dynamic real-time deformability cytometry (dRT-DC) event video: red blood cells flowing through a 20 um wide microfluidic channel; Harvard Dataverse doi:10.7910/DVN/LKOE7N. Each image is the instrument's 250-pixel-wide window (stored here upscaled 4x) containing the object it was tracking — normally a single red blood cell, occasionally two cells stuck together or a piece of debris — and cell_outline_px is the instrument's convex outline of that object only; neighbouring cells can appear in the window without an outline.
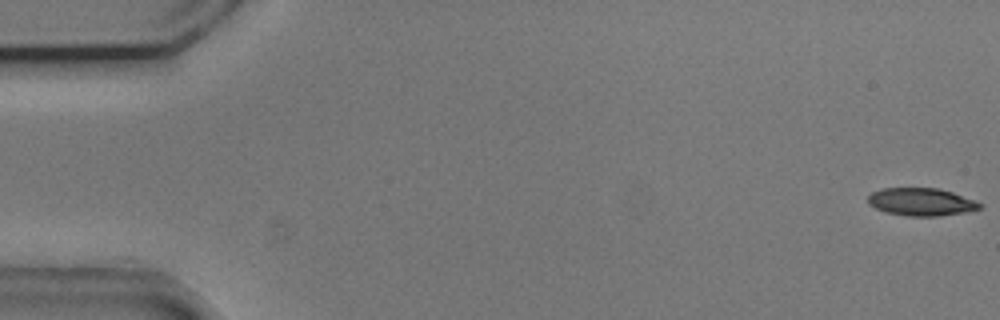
{"species": "common noctule bat (a hibernating species)", "species_latin": "Nyctalus noctula", "temperature_condition": "cold", "stored_images_in_passage": 54, "camera_frame_rate_fps": 3000, "um_per_image_px": 0.085, "animal": {"sex": "male", "body_mass_g": 20.5, "forearm_length_mm": 52.5}, "frame": {"image": 1, "passage_image": 1, "time_ms": 0.0, "image_size_px": [1000, 320], "cell_outline_px": [[984, 204], [980, 208], [964, 212], [940, 216], [908, 216], [884, 212], [868, 204], [868, 196], [872, 192], [884, 188], [940, 188], [976, 200]], "centroid_in_image_um": [78.31, 17.16], "position_along_channel_um": 6.7, "area_um2": 18.15}}
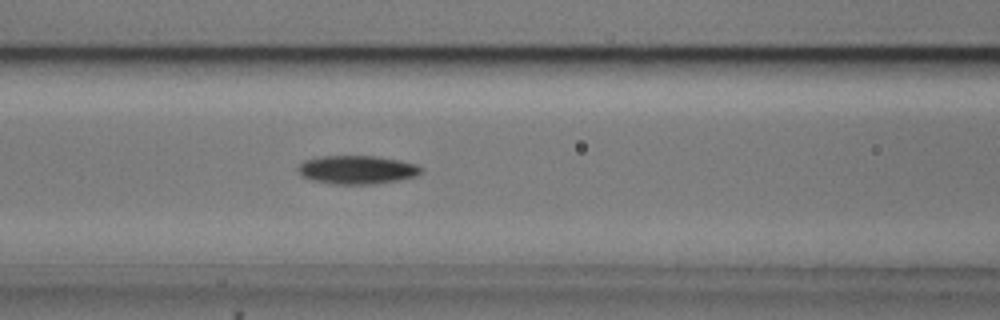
{"frame": {"image": 2, "passage_image": 23, "time_ms": 7.333, "image_size_px": [1000, 320], "cell_outline_px": [[424, 172], [416, 176], [396, 180], [372, 184], [332, 184], [312, 180], [304, 176], [296, 168], [304, 160], [320, 156], [380, 156], [420, 164], [424, 168]], "centroid_in_image_um": [30.41, 14.41], "position_along_channel_um": 136.2, "area_um2": 20.63}}
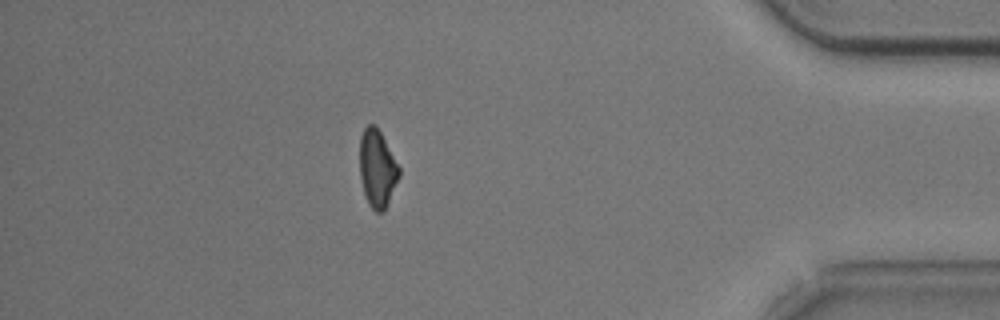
{"frame": {"image": 3, "passage_image": 48, "time_ms": 15.667, "image_size_px": [1000, 320], "cell_outline_px": [[400, 176], [388, 204], [384, 212], [376, 212], [368, 204], [364, 192], [360, 176], [360, 136], [364, 128], [368, 124], [372, 124], [380, 132], [400, 168]], "centroid_in_image_um": [32.07, 14.36], "position_along_channel_um": 403.1, "area_um2": 17.69}, "authors_computed_cell_mechanics": {"area_um2": 19.1318, "velocity_mm_per_s": 3.718, "shape_relaxation_time_tau1_ms": 3.2909, "shape_relaxation_time_tau2_ms": null, "deformation_change_tau1": 0.1331, "deformation_change_tau2": null}}